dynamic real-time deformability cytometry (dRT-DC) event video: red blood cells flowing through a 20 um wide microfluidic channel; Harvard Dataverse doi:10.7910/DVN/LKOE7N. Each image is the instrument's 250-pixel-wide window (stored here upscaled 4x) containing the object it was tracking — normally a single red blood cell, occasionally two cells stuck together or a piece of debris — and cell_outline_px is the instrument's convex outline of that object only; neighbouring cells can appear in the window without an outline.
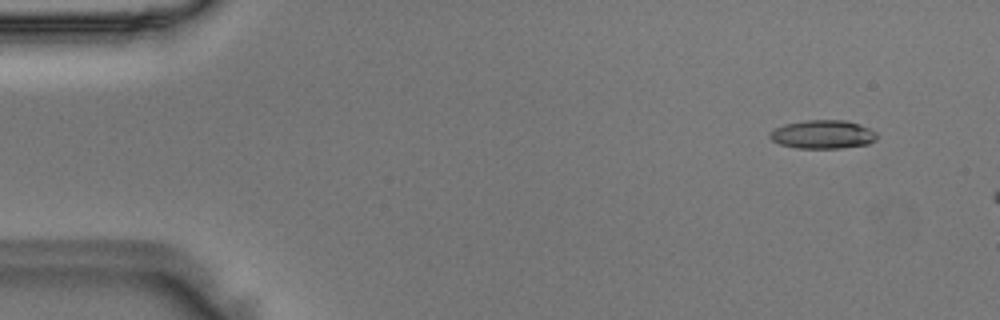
{"species": "Egyptian fruit bat (a non-hibernating species)", "species_latin": "Rousettus aegyptiacus", "temperature_condition": "room temperature", "stored_images_in_passage": 10, "camera_frame_rate_fps": 3000, "um_per_image_px": 0.085, "animal": {"sex": "male"}, "frame": {"image": 1, "passage_image": 4, "time_ms": 1.0, "image_size_px": [1000, 320], "cell_outline_px": [[876, 140], [868, 144], [840, 148], [796, 148], [780, 144], [772, 140], [768, 136], [776, 128], [784, 124], [804, 120], [844, 120], [860, 124], [876, 132]], "centroid_in_image_um": [69.94, 11.42], "position_along_channel_um": 15.1, "area_um2": 17.74}}